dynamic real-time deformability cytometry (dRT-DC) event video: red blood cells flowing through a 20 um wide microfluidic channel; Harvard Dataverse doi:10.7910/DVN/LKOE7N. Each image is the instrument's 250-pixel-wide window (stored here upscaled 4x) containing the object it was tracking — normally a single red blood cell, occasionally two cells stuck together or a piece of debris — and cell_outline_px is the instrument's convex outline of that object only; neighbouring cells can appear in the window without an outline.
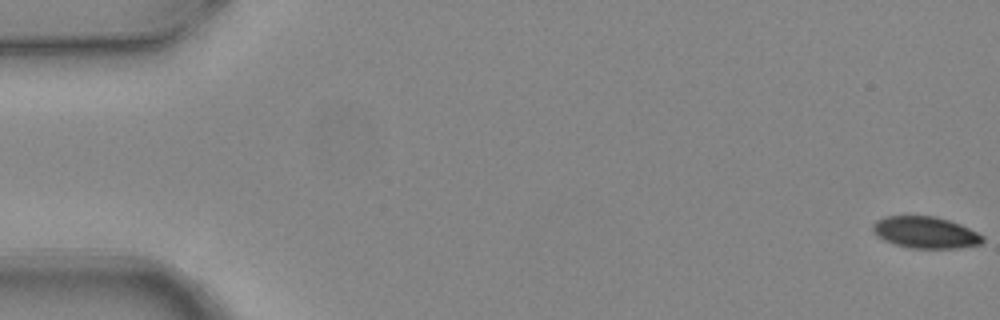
{"species": "common noctule bat (a hibernating species)", "species_latin": "Nyctalus noctula", "temperature_condition": "warm", "stored_images_in_passage": 5, "camera_frame_rate_fps": 3000, "um_per_image_px": 0.085, "animal": {"sex": "female", "body_mass_g": 24.6, "forearm_length_mm": 56.2}, "frame": {"image": 1, "passage_image": 1, "time_ms": 0.0, "image_size_px": [1000, 320], "cell_outline_px": [[984, 240], [980, 244], [960, 248], [912, 248], [896, 244], [884, 240], [876, 236], [872, 232], [872, 224], [876, 220], [888, 216], [936, 216], [960, 224], [984, 236]], "centroid_in_image_um": [78.64, 19.75], "position_along_channel_um": 6.4, "area_um2": 20.23}}
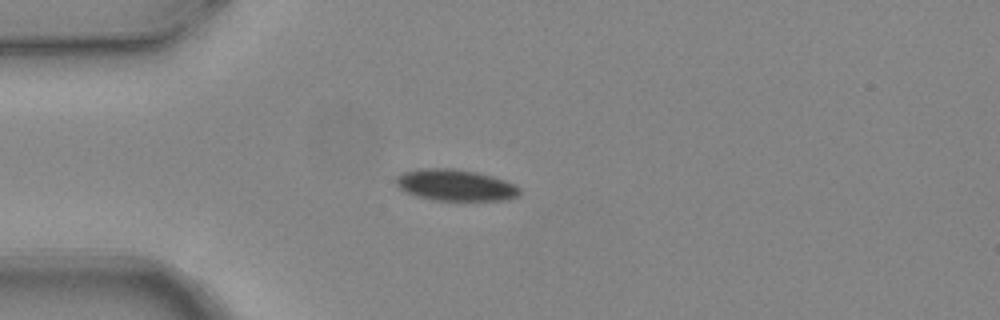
{"frame": {"image": 2, "passage_image": 5, "time_ms": 1.333, "image_size_px": [1000, 320], "cell_outline_px": [[520, 196], [508, 200], [432, 200], [416, 196], [400, 188], [396, 184], [396, 176], [404, 172], [420, 168], [452, 168], [476, 172], [492, 176], [516, 184], [520, 188]], "centroid_in_image_um": [38.74, 15.74], "position_along_channel_um": 46.3, "area_um2": 22.72}}